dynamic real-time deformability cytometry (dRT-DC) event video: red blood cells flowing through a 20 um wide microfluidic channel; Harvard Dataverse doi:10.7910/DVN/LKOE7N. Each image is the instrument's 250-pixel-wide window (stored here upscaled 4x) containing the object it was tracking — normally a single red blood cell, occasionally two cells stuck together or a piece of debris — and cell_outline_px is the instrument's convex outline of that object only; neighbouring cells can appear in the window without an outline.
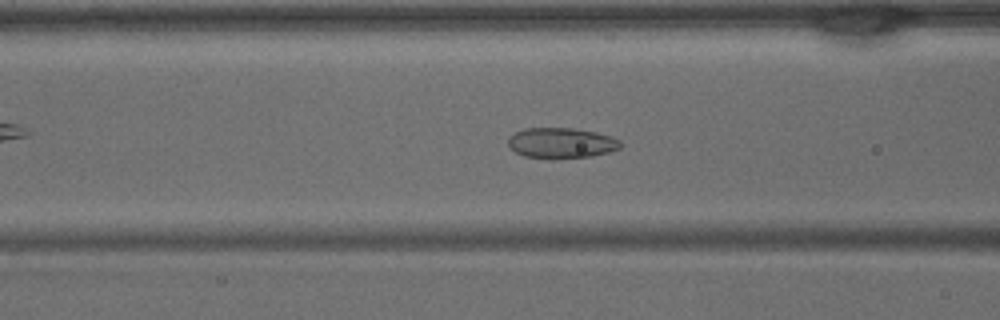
{"species": "common noctule bat (a hibernating species)", "species_latin": "Nyctalus noctula", "temperature_condition": "warm", "stored_images_in_passage": 41, "camera_frame_rate_fps": 3000, "um_per_image_px": 0.085, "animal": {"sex": "male", "body_mass_g": 15.6}, "frame": {"image": 1, "passage_image": 15, "time_ms": 4.667, "image_size_px": [1000, 320], "cell_outline_px": [[620, 148], [608, 152], [592, 156], [552, 160], [524, 156], [516, 152], [508, 144], [508, 136], [524, 128], [572, 128], [596, 132], [612, 136], [620, 140]], "centroid_in_image_um": [47.7, 12.17], "position_along_channel_um": 118.9, "area_um2": 20.23}}
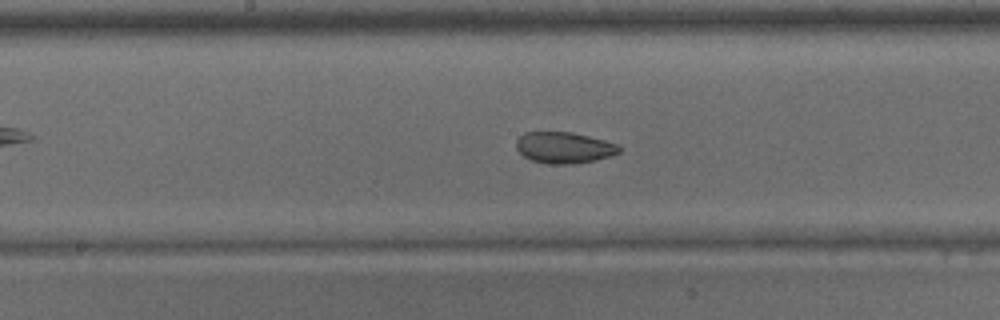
{"frame": {"image": 2, "passage_image": 20, "time_ms": 6.333, "image_size_px": [1000, 320], "cell_outline_px": [[620, 152], [612, 156], [572, 164], [548, 164], [532, 160], [524, 156], [516, 148], [516, 140], [524, 132], [572, 132], [620, 144]], "centroid_in_image_um": [47.95, 12.54], "position_along_channel_um": 200.2, "area_um2": 18.73}}
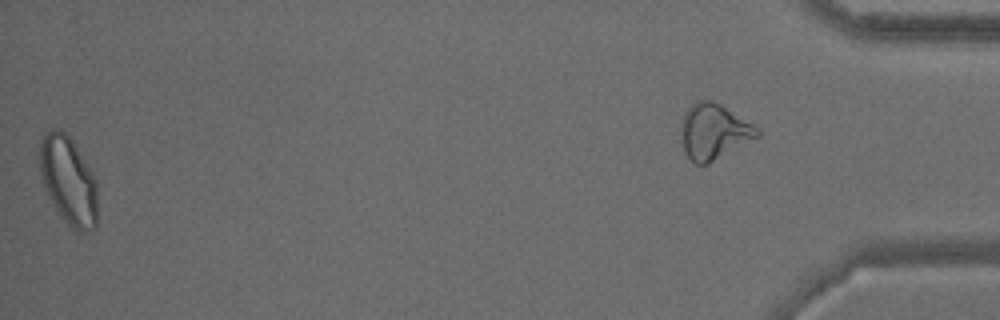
{"frame": {"image": 3, "passage_image": 40, "time_ms": 13.0, "image_size_px": [1000, 320], "cell_outline_px": [[96, 228], [88, 232], [80, 232], [72, 228], [68, 224], [56, 208], [40, 180], [40, 140], [44, 132], [52, 128], [60, 128], [72, 140], [92, 172], [96, 180]], "centroid_in_image_um": [5.8, 15.32], "position_along_channel_um": 429.4, "area_um2": 29.59}}